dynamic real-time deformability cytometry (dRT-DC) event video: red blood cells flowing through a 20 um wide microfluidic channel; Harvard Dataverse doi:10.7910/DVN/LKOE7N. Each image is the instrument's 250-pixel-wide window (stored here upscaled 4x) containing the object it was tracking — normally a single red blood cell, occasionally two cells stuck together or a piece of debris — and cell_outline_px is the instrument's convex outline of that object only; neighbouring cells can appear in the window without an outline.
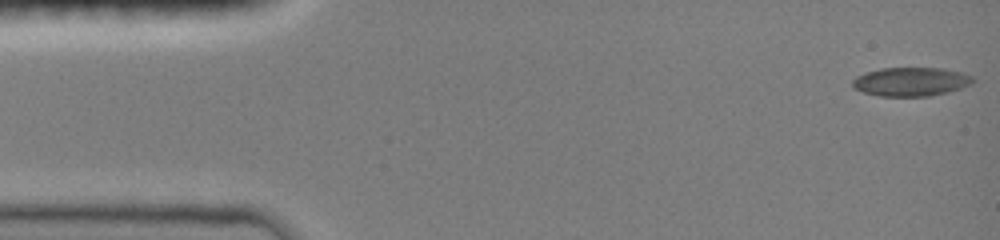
{"species": "common noctule bat (a hibernating species)", "species_latin": "Nyctalus noctula", "temperature_condition": "room temperature", "stored_images_in_passage": 47, "camera_frame_rate_fps": 3000, "um_per_image_px": 0.085, "animal": {"sex": "female", "body_mass_g": 19.0, "forearm_length_mm": 51.5}, "frame": {"image": 1, "passage_image": 1, "time_ms": 0.0, "image_size_px": [1000, 240], "cell_outline_px": [[976, 80], [972, 84], [948, 92], [928, 96], [880, 96], [864, 92], [852, 88], [852, 80], [856, 76], [864, 72], [880, 68], [944, 68], [964, 72], [972, 76]], "centroid_in_image_um": [77.44, 6.93], "position_along_channel_um": 7.6, "area_um2": 20.46}}
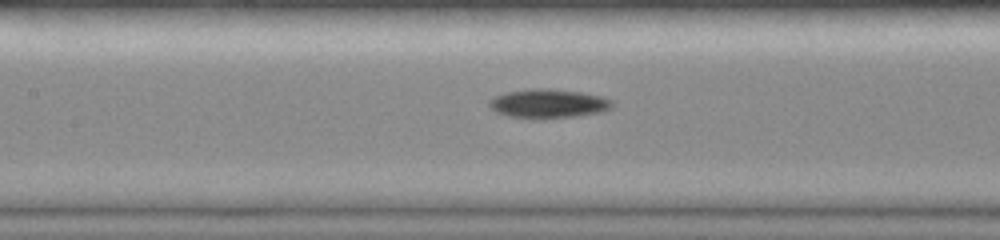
{"frame": {"image": 2, "passage_image": 21, "time_ms": 6.667, "image_size_px": [1000, 240], "cell_outline_px": [[612, 108], [600, 112], [580, 116], [544, 120], [532, 120], [508, 116], [496, 112], [488, 104], [488, 100], [496, 96], [508, 92], [528, 88], [540, 88], [580, 92], [600, 96], [612, 100]], "centroid_in_image_um": [46.58, 8.84], "position_along_channel_um": 160.8, "area_um2": 21.15}}
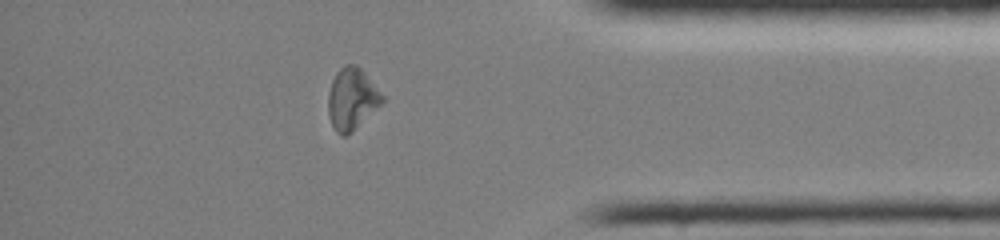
{"frame": {"image": 3, "passage_image": 40, "time_ms": 13.0, "image_size_px": [1000, 240], "cell_outline_px": [[384, 100], [352, 132], [344, 136], [336, 132], [332, 124], [328, 112], [328, 92], [332, 80], [336, 72], [344, 64], [356, 64], [364, 72], [384, 96]], "centroid_in_image_um": [29.89, 8.38], "position_along_channel_um": 405.3, "area_um2": 19.19}, "authors_computed_cell_mechanics": {"area_um2": 19.5942, "velocity_mm_per_s": 4.0665, "shape_relaxation_time_tau1_ms": 4.9221, "shape_relaxation_time_tau2_ms": null, "deformation_change_tau1": 0.1616, "deformation_change_tau2": null}}